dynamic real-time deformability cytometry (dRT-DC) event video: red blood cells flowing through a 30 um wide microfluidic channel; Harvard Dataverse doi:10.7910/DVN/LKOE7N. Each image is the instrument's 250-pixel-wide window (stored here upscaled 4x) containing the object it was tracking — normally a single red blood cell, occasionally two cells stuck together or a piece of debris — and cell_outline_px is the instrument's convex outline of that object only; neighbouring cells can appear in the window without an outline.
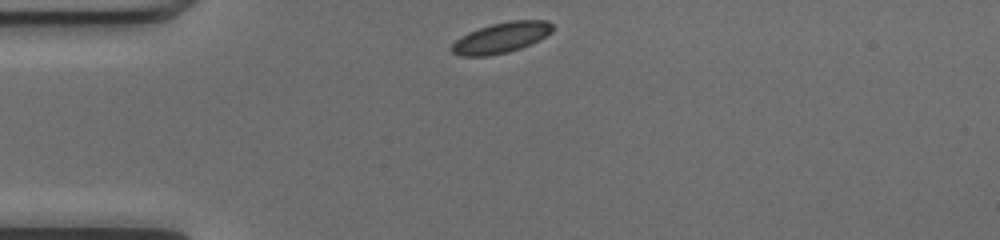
{"species": "common noctule bat (a hibernating species)", "species_latin": "Nyctalus noctula", "temperature_condition": "cold", "stored_images_in_passage": 40, "camera_frame_rate_fps": 3000, "um_per_image_px": 0.085, "animal": {"sex": "female", "body_mass_g": 17.0, "forearm_length_mm": 48.0}, "frame": {"image": 1, "passage_image": 1, "time_ms": 0.0, "image_size_px": [1000, 240], "cell_outline_px": [[552, 32], [520, 48], [508, 52], [488, 56], [460, 56], [452, 52], [448, 48], [460, 36], [468, 32], [492, 24], [512, 20], [548, 20], [552, 24]], "centroid_in_image_um": [42.54, 3.21], "position_along_channel_um": 42.5, "area_um2": 17.8}}
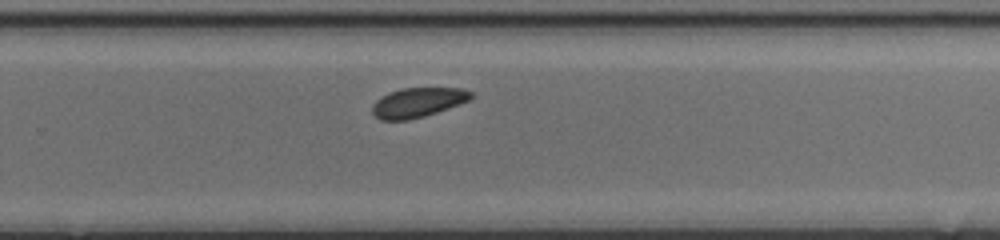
{"frame": {"image": 2, "passage_image": 22, "time_ms": 7.0, "image_size_px": [1000, 240], "cell_outline_px": [[472, 96], [468, 100], [460, 104], [424, 116], [408, 120], [380, 120], [372, 112], [372, 104], [376, 100], [388, 92], [400, 88], [460, 88], [472, 92]], "centroid_in_image_um": [35.47, 8.7], "position_along_channel_um": 294.3, "area_um2": 16.94}}
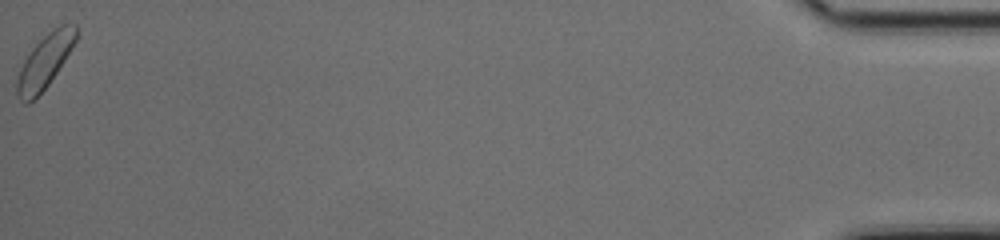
{"frame": {"image": 3, "passage_image": 40, "time_ms": 13.0, "image_size_px": [1000, 240], "cell_outline_px": [[80, 28], [76, 40], [64, 60], [48, 84], [28, 104], [24, 104], [20, 100], [16, 92], [16, 80], [20, 68], [24, 60], [32, 48], [48, 32], [60, 24], [76, 24]], "centroid_in_image_um": [3.81, 5.19], "position_along_channel_um": 431.4, "area_um2": 18.26}, "authors_computed_cell_mechanics": {"area_um2": 17.918, "velocity_mm_per_s": 3.9869, "shape_relaxation_time_tau1_ms": 1.3034, "shape_relaxation_time_tau2_ms": null, "deformation_change_tau1": 0.0425, "deformation_change_tau2": null}}